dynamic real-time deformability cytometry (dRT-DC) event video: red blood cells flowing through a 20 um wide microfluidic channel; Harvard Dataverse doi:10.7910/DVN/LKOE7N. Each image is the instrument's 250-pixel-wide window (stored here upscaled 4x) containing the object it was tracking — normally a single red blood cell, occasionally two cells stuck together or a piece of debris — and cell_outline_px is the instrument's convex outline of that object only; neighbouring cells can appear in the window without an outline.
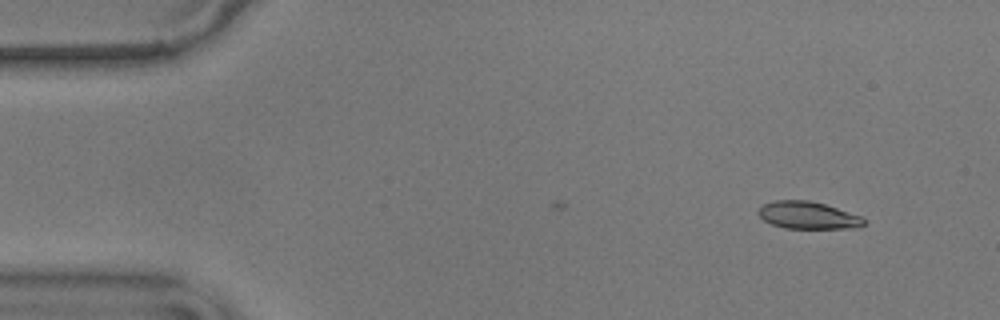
{"species": "common noctule bat (a hibernating species)", "species_latin": "Nyctalus noctula", "temperature_condition": "warm", "stored_images_in_passage": 43, "camera_frame_rate_fps": 3000, "um_per_image_px": 0.085, "animal": {"sex": "male", "body_mass_g": 17.9}, "frame": {"image": 1, "passage_image": 1, "time_ms": 0.0, "image_size_px": [1000, 320], "cell_outline_px": [[864, 224], [860, 228], [784, 228], [772, 224], [764, 220], [756, 212], [764, 204], [776, 200], [808, 200], [824, 204], [860, 216], [864, 220]], "centroid_in_image_um": [68.65, 18.3], "position_along_channel_um": 16.3, "area_um2": 16.59}}
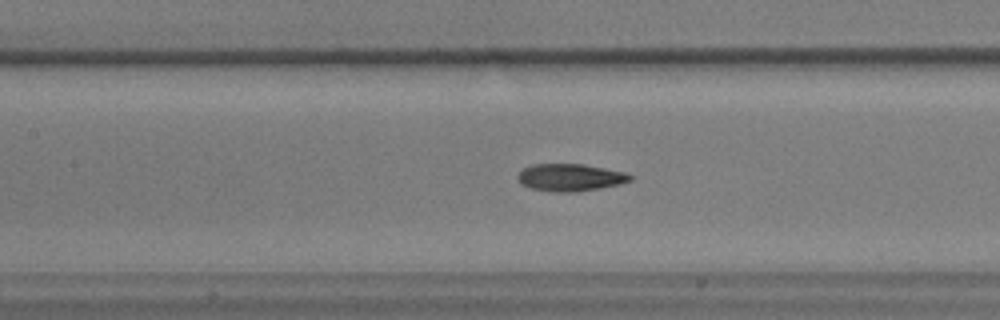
{"frame": {"image": 2, "passage_image": 21, "time_ms": 6.667, "image_size_px": [1000, 320], "cell_outline_px": [[632, 180], [620, 184], [600, 188], [576, 192], [552, 192], [532, 188], [520, 184], [516, 176], [524, 168], [532, 164], [584, 164], [624, 172], [632, 176]], "centroid_in_image_um": [48.45, 15.09], "position_along_channel_um": 159.0, "area_um2": 17.92}}
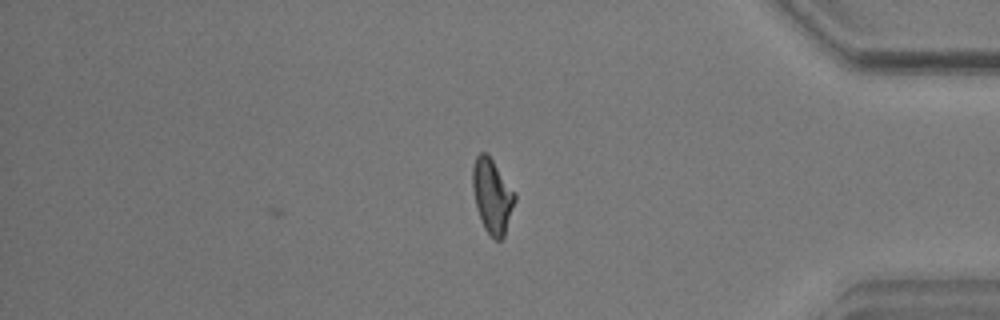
{"frame": {"image": 3, "passage_image": 43, "time_ms": 14.0, "image_size_px": [1000, 320], "cell_outline_px": [[516, 200], [504, 236], [500, 240], [496, 240], [484, 228], [480, 220], [476, 208], [472, 188], [472, 168], [476, 156], [480, 152], [484, 152], [492, 160], [516, 192]], "centroid_in_image_um": [41.83, 16.66], "position_along_channel_um": 393.4, "area_um2": 18.32}, "authors_computed_cell_mechanics": {"area_um2": 17.629, "velocity_mm_per_s": 3.5766, "shape_relaxation_time_tau1_ms": 6.4172, "shape_relaxation_time_tau2_ms": 2.5862, "deformation_change_tau1": 0.1997, "deformation_change_tau2": 0.0964}}